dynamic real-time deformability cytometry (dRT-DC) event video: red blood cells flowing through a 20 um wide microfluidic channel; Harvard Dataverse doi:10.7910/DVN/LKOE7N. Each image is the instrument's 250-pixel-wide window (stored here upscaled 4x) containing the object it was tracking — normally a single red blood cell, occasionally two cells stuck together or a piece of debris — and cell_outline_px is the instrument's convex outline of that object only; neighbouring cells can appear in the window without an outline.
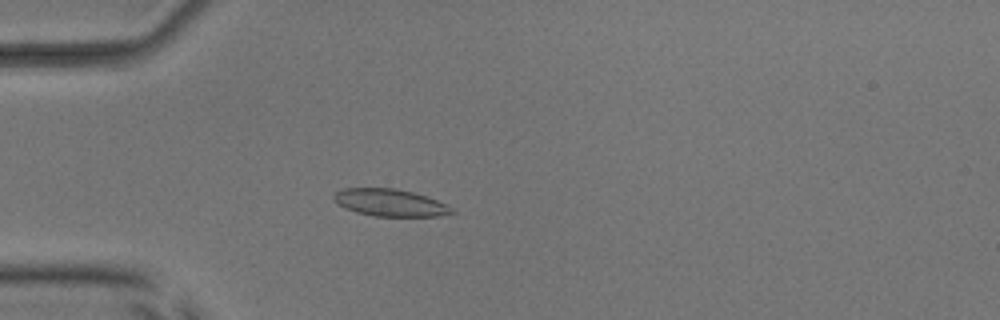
{"species": "common noctule bat (a hibernating species)", "species_latin": "Nyctalus noctula", "temperature_condition": "room temperature", "stored_images_in_passage": 43, "camera_frame_rate_fps": 3000, "um_per_image_px": 0.085, "animal": {"sex": "male", "body_mass_g": 17.9, "forearm_length_mm": 54.2}, "frame": {"image": 1, "passage_image": 5, "time_ms": 1.333, "image_size_px": [1000, 320], "cell_outline_px": [[456, 212], [440, 216], [376, 216], [356, 212], [344, 208], [332, 196], [336, 192], [344, 188], [396, 188], [428, 196], [452, 208]], "centroid_in_image_um": [33.17, 17.22], "position_along_channel_um": 51.8, "area_um2": 18.55}}
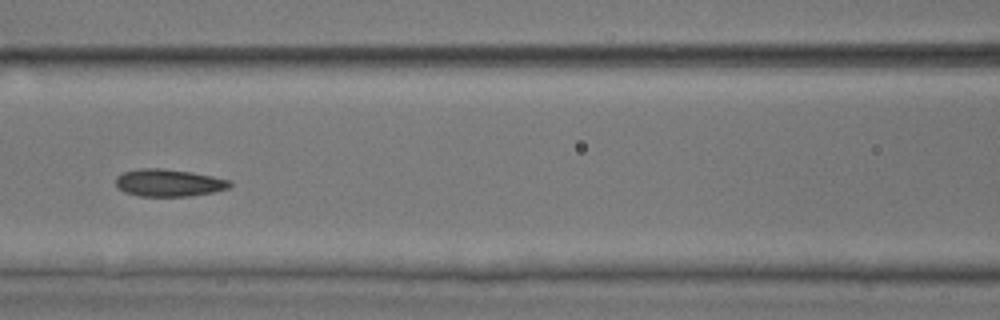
{"frame": {"image": 2, "passage_image": 14, "time_ms": 4.333, "image_size_px": [1000, 320], "cell_outline_px": [[232, 184], [228, 188], [212, 192], [188, 196], [140, 196], [124, 192], [116, 184], [116, 176], [124, 172], [140, 168], [164, 168], [192, 172], [232, 180]], "centroid_in_image_um": [14.35, 15.53], "position_along_channel_um": 152.2, "area_um2": 18.15}}
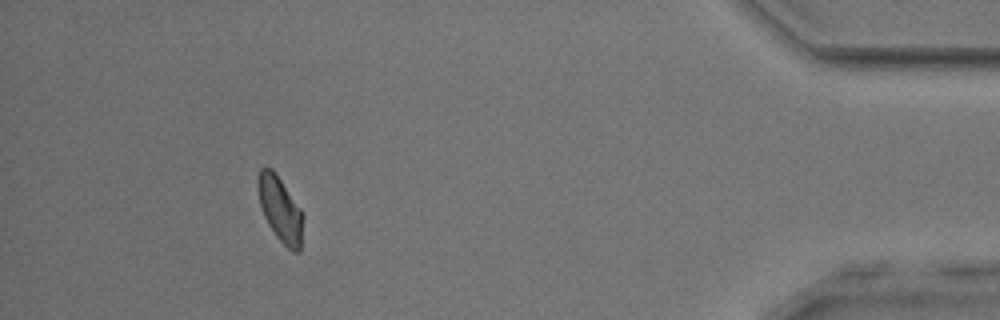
{"frame": {"image": 3, "passage_image": 39, "time_ms": 12.667, "image_size_px": [1000, 320], "cell_outline_px": [[304, 216], [300, 252], [292, 252], [276, 236], [268, 224], [264, 216], [260, 204], [256, 184], [256, 180], [260, 168], [272, 168], [276, 172], [300, 208]], "centroid_in_image_um": [23.81, 17.77], "position_along_channel_um": 411.4, "area_um2": 17.28}, "authors_computed_cell_mechanics": {"area_um2": 17.6868, "velocity_mm_per_s": 3.7881, "shape_relaxation_time_tau1_ms": 10.076, "shape_relaxation_time_tau2_ms": 2.4418, "deformation_change_tau1": 0.1643, "deformation_change_tau2": 0.0772}}